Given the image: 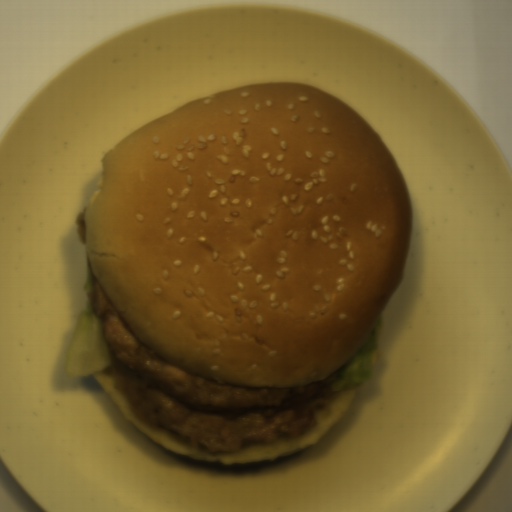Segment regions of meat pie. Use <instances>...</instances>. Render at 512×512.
Listing matches in <instances>:
<instances>
[{
  "label": "meat pie",
  "instance_id": "b5893723",
  "mask_svg": "<svg viewBox=\"0 0 512 512\" xmlns=\"http://www.w3.org/2000/svg\"><path fill=\"white\" fill-rule=\"evenodd\" d=\"M87 297L111 352V366L102 371L113 379L114 389L123 392L140 421L181 435L193 449L239 453L284 435L293 439L315 428V409L341 393L333 390V381L342 367L304 388L229 386L196 376L160 360L140 342L92 274Z\"/></svg>",
  "mask_w": 512,
  "mask_h": 512
},
{
  "label": "meat pie",
  "instance_id": "c0bc52ac",
  "mask_svg": "<svg viewBox=\"0 0 512 512\" xmlns=\"http://www.w3.org/2000/svg\"><path fill=\"white\" fill-rule=\"evenodd\" d=\"M85 215H86V207L82 212H80L75 219V225L77 226L76 234L78 241L81 244L86 245V233H85Z\"/></svg>",
  "mask_w": 512,
  "mask_h": 512
}]
</instances>
